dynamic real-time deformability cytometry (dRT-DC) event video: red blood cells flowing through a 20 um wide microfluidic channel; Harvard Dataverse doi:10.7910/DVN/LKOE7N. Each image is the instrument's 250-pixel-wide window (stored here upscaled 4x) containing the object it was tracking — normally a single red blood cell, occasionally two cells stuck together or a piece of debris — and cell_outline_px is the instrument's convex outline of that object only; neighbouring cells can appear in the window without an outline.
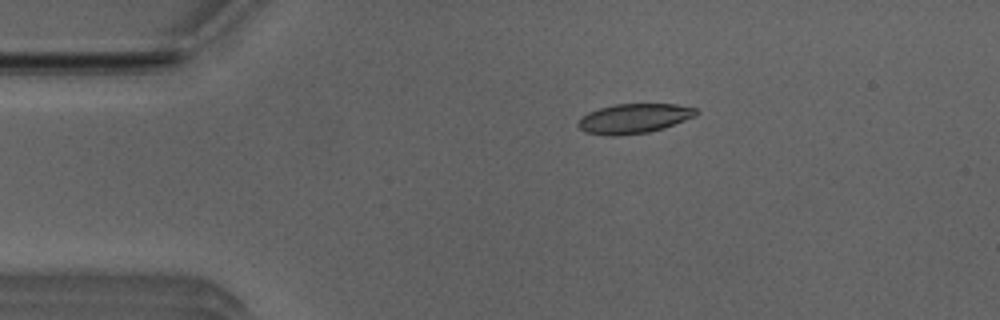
{"species": "Egyptian fruit bat (a non-hibernating species)", "species_latin": "Rousettus aegyptiacus", "temperature_condition": "room temperature", "stored_images_in_passage": 47, "camera_frame_rate_fps": 3000, "um_per_image_px": 0.085, "animal": {"sex": "male"}, "frame": {"image": 1, "passage_image": 5, "time_ms": 1.333, "image_size_px": [1000, 320], "cell_outline_px": [[700, 112], [696, 116], [664, 128], [648, 132], [616, 136], [604, 136], [584, 132], [576, 124], [580, 116], [588, 112], [600, 108], [616, 104], [676, 104], [696, 108]], "centroid_in_image_um": [53.86, 10.08], "position_along_channel_um": 31.1, "area_um2": 20.63}}
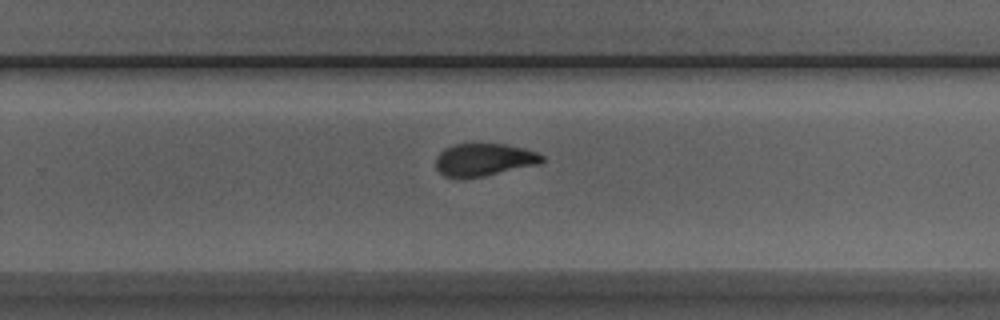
{"frame": {"image": 2, "passage_image": 28, "time_ms": 9.0, "image_size_px": [1000, 320], "cell_outline_px": [[544, 160], [540, 164], [484, 176], [444, 176], [436, 168], [436, 156], [444, 148], [452, 144], [504, 144], [524, 148], [536, 152], [544, 156]], "centroid_in_image_um": [41.16, 13.55], "position_along_channel_um": 288.6, "area_um2": 19.94}}
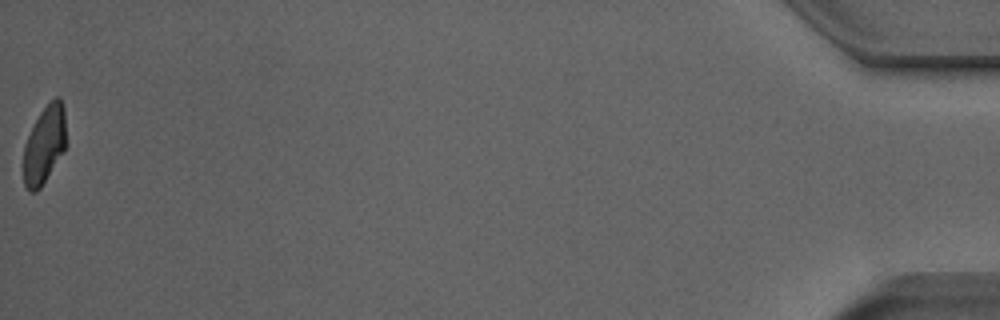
{"frame": {"image": 3, "passage_image": 47, "time_ms": 15.333, "image_size_px": [1000, 320], "cell_outline_px": [[64, 152], [40, 188], [36, 192], [28, 192], [24, 184], [24, 144], [40, 112], [56, 96], [60, 96], [64, 108]], "centroid_in_image_um": [3.76, 12.33], "position_along_channel_um": 431.4, "area_um2": 18.96}, "authors_computed_cell_mechanics": {"area_um2": 20.808, "velocity_mm_per_s": 3.947, "shape_relaxation_time_tau1_ms": 4.0281, "shape_relaxation_time_tau2_ms": 1.422, "deformation_change_tau1": 0.1414, "deformation_change_tau2": 0.0622}}